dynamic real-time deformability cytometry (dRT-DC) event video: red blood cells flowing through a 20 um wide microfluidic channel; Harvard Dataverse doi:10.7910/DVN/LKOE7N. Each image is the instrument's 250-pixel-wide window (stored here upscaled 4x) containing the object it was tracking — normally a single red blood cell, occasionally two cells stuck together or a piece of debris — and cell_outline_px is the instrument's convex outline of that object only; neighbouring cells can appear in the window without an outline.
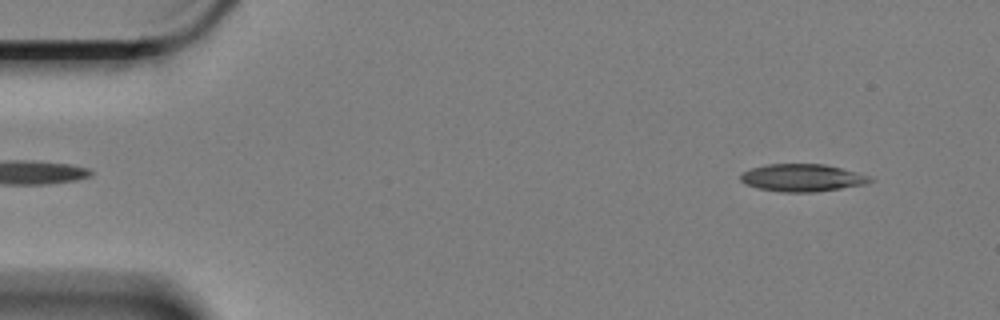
{"species": "Egyptian fruit bat (a non-hibernating species)", "species_latin": "Rousettus aegyptiacus", "temperature_condition": "cold", "stored_images_in_passage": 14, "camera_frame_rate_fps": 3000, "um_per_image_px": 0.085, "animal": {"sex": "female"}, "frame": {"image": 1, "passage_image": 3, "time_ms": 0.667, "image_size_px": [1000, 320], "cell_outline_px": [[876, 180], [868, 184], [816, 192], [780, 192], [760, 188], [744, 184], [740, 180], [740, 172], [752, 168], [768, 164], [824, 164], [872, 176]], "centroid_in_image_um": [68.22, 15.11], "position_along_channel_um": 16.8, "area_um2": 20.92}}
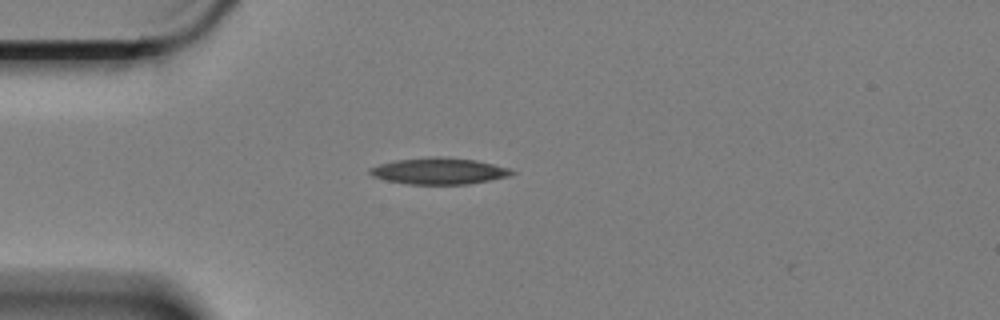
{"frame": {"image": 2, "passage_image": 13, "time_ms": 4.0, "image_size_px": [1000, 320], "cell_outline_px": [[516, 172], [508, 176], [468, 184], [408, 184], [388, 180], [372, 176], [368, 172], [368, 168], [380, 164], [396, 160], [432, 156], [440, 156], [476, 160], [512, 168]], "centroid_in_image_um": [37.32, 14.53], "position_along_channel_um": 47.7, "area_um2": 21.85}}